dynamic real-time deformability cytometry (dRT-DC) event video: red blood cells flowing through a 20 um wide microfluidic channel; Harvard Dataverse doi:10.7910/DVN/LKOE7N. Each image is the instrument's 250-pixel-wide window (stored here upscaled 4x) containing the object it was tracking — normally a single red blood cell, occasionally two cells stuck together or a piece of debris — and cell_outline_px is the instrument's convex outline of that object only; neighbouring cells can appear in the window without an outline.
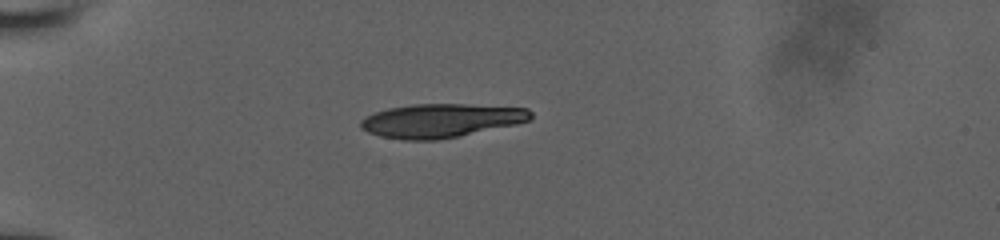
{"species": "human", "species_latin": "Homo sapiens", "temperature_condition": "room temperature", "stored_images_in_passage": 3, "camera_frame_rate_fps": 3000, "um_per_image_px": 0.085, "donor": {"sex": "male"}, "frame": {"image": 1, "passage_image": 1, "time_ms": 0.0, "image_size_px": [1000, 240], "cell_outline_px": [[532, 120], [516, 124], [436, 140], [404, 140], [380, 136], [368, 132], [360, 128], [360, 120], [376, 112], [388, 108], [412, 104], [464, 104], [528, 108], [532, 112]], "centroid_in_image_um": [37.48, 10.24], "position_along_channel_um": 47.5, "area_um2": 33.23}}
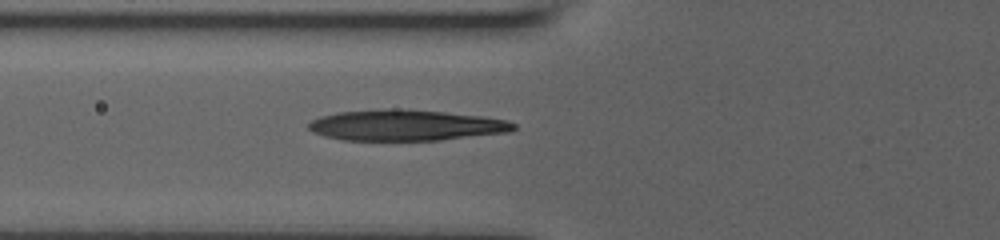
{"frame": {"image": 2, "passage_image": 3, "time_ms": 2.0, "image_size_px": [1000, 240], "cell_outline_px": [[516, 128], [508, 132], [440, 140], [344, 140], [324, 136], [312, 132], [308, 128], [308, 124], [312, 120], [320, 116], [340, 112], [384, 108], [396, 108], [444, 112], [484, 116], [508, 120], [516, 124]], "centroid_in_image_um": [34.5, 10.64], "position_along_channel_um": 91.3, "area_um2": 36.99}}